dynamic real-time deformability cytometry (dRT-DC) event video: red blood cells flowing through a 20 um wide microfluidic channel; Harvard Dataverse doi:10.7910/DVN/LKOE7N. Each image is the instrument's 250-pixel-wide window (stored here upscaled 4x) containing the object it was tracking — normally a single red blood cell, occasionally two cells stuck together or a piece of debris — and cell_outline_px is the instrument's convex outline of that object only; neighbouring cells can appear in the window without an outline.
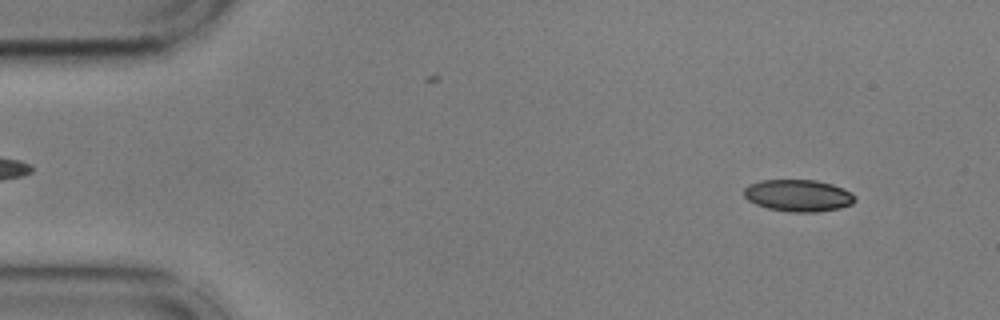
{"species": "common noctule bat (a hibernating species)", "species_latin": "Nyctalus noctula", "temperature_condition": "cold", "stored_images_in_passage": 51, "camera_frame_rate_fps": 3000, "um_per_image_px": 0.085, "animal": {"sex": "male", "body_mass_g": 17.9, "forearm_length_mm": 54.2}, "frame": {"image": 1, "passage_image": 1, "time_ms": 0.0, "image_size_px": [1000, 320], "cell_outline_px": [[856, 200], [852, 204], [840, 208], [816, 212], [792, 212], [768, 208], [756, 204], [748, 200], [744, 196], [744, 188], [748, 184], [760, 180], [816, 180], [832, 184], [844, 188], [852, 192], [856, 196]], "centroid_in_image_um": [67.87, 16.61], "position_along_channel_um": 17.1, "area_um2": 20.81}}
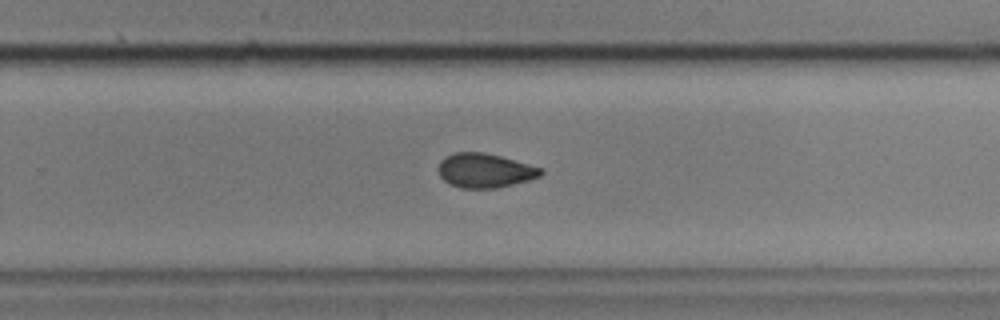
{"frame": {"image": 2, "passage_image": 31, "time_ms": 10.0, "image_size_px": [1000, 320], "cell_outline_px": [[544, 172], [540, 176], [528, 180], [496, 188], [460, 188], [448, 184], [440, 176], [440, 160], [444, 156], [456, 152], [484, 152], [500, 156], [544, 168]], "centroid_in_image_um": [41.22, 14.49], "position_along_channel_um": 288.6, "area_um2": 20.46}}
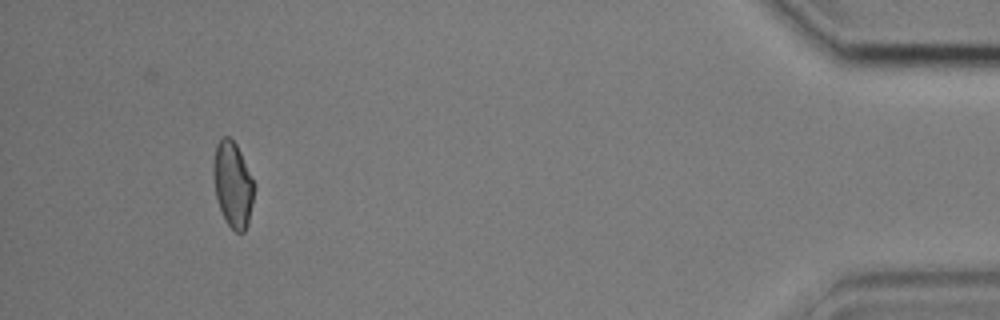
{"frame": {"image": 3, "passage_image": 47, "time_ms": 15.333, "image_size_px": [1000, 320], "cell_outline_px": [[256, 184], [248, 224], [244, 232], [236, 232], [228, 224], [220, 208], [216, 196], [212, 168], [212, 164], [216, 144], [224, 136], [228, 136], [236, 144]], "centroid_in_image_um": [19.8, 15.66], "position_along_channel_um": 415.4, "area_um2": 20.29}, "authors_computed_cell_mechanics": {"area_um2": 20.8658, "velocity_mm_per_s": 3.6242, "shape_relaxation_time_tau1_ms": null, "shape_relaxation_time_tau2_ms": 3.7022, "deformation_change_tau1": null, "deformation_change_tau2": 0.081}}